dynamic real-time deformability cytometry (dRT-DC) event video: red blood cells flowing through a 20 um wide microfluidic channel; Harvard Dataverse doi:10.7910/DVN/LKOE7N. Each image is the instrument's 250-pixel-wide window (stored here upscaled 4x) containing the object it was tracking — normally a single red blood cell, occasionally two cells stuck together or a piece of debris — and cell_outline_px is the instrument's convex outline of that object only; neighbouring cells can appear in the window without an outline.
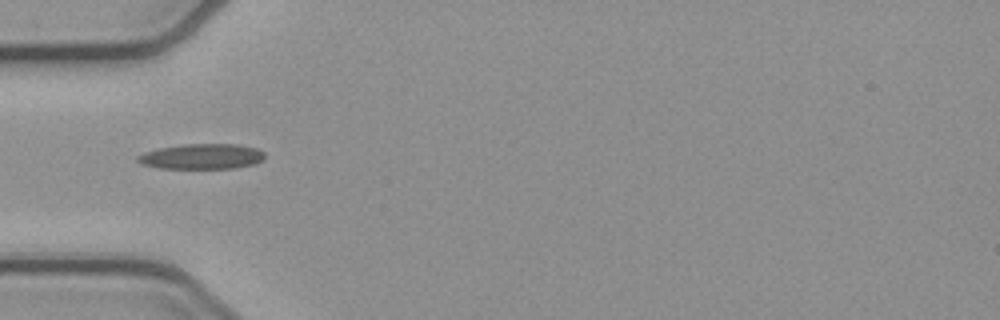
{"species": "common noctule bat (a hibernating species)", "species_latin": "Nyctalus noctula", "temperature_condition": "cold", "stored_images_in_passage": 3, "camera_frame_rate_fps": 3000, "um_per_image_px": 0.085, "animal": {"sex": "female", "body_mass_g": 21.9}, "frame": {"image": 1, "passage_image": 1, "time_ms": 0.0, "image_size_px": [1000, 320], "cell_outline_px": [[264, 160], [256, 164], [236, 168], [160, 168], [140, 164], [136, 160], [136, 156], [144, 152], [160, 148], [184, 144], [236, 144], [256, 148], [264, 152]], "centroid_in_image_um": [17.16, 13.3], "position_along_channel_um": 67.8, "area_um2": 18.84}}